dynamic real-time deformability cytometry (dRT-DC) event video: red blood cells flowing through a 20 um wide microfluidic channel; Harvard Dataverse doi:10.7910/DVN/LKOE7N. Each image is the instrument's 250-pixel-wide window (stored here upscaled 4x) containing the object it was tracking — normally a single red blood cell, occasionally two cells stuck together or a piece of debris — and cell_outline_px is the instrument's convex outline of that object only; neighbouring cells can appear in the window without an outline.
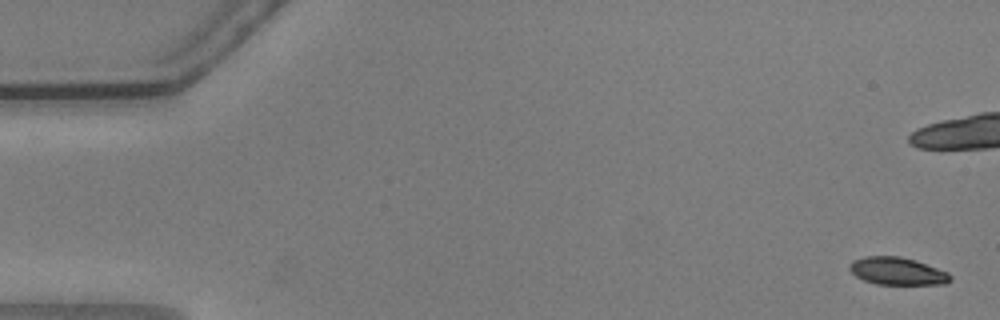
{"species": "common noctule bat (a hibernating species)", "species_latin": "Nyctalus noctula", "temperature_condition": "warm", "stored_images_in_passage": 5, "camera_frame_rate_fps": 3000, "um_per_image_px": 0.085, "animal": {"sex": "male", "body_mass_g": 20.5, "forearm_length_mm": 52.5}, "frame": {"image": 1, "passage_image": 1, "time_ms": 0.0, "image_size_px": [1000, 320], "cell_outline_px": [[952, 280], [944, 284], [876, 284], [864, 280], [856, 276], [848, 268], [848, 264], [852, 260], [864, 256], [900, 256], [916, 260], [948, 272], [952, 276]], "centroid_in_image_um": [76.26, 23.03], "position_along_channel_um": 8.7, "area_um2": 16.3}}